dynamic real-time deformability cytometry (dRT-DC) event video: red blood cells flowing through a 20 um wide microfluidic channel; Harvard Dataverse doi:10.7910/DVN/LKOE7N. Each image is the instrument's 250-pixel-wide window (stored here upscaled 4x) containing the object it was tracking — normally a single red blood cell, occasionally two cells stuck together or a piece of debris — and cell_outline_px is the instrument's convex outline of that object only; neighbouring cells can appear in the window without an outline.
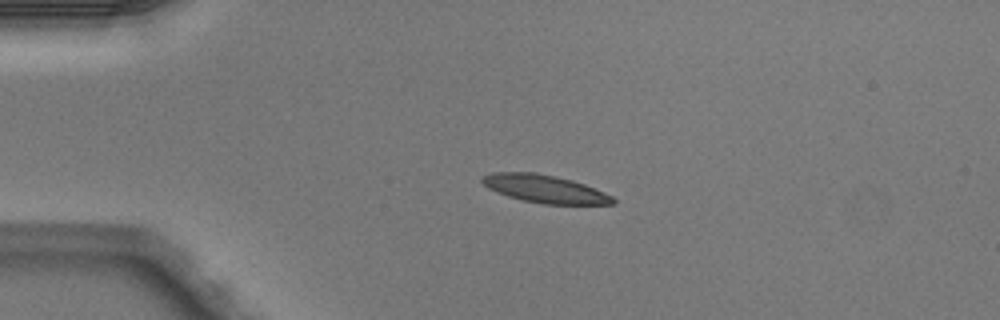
{"species": "Egyptian fruit bat (a non-hibernating species)", "species_latin": "Rousettus aegyptiacus", "temperature_condition": "warm", "stored_images_in_passage": 3, "camera_frame_rate_fps": 3000, "um_per_image_px": 0.085, "animal": {"sex": "male"}, "frame": {"image": 1, "passage_image": 2, "time_ms": 0.333, "image_size_px": [1000, 320], "cell_outline_px": [[616, 204], [544, 204], [524, 200], [508, 196], [496, 192], [488, 188], [480, 180], [480, 176], [492, 172], [536, 172], [572, 180], [584, 184], [604, 192], [612, 196], [616, 200]], "centroid_in_image_um": [46.28, 16.04], "position_along_channel_um": 38.7, "area_um2": 21.21}}